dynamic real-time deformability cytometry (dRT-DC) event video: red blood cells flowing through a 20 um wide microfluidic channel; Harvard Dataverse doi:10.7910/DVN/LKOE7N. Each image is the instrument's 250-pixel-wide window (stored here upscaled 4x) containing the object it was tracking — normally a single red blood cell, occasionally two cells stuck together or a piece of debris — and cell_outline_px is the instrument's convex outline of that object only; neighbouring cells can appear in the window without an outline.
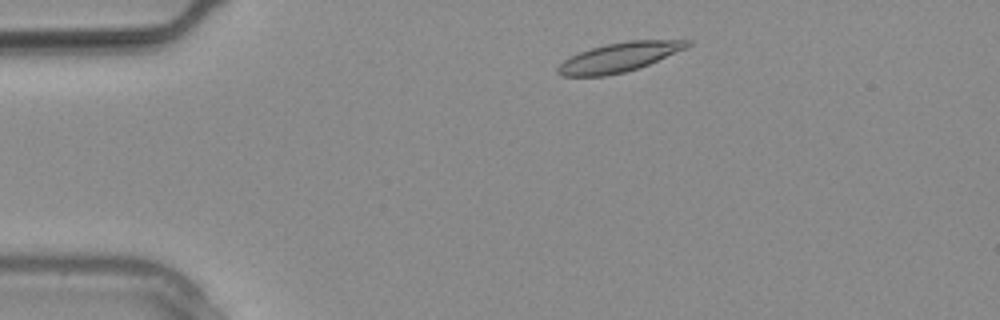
{"species": "common noctule bat (a hibernating species)", "species_latin": "Nyctalus noctula", "temperature_condition": "warm", "stored_images_in_passage": 4, "camera_frame_rate_fps": 3000, "um_per_image_px": 0.085, "animal": {"sex": "male", "body_mass_g": 20.4}, "frame": {"image": 1, "passage_image": 1, "time_ms": 0.0, "image_size_px": [1000, 320], "cell_outline_px": [[692, 44], [684, 48], [640, 68], [624, 72], [604, 76], [560, 76], [556, 72], [556, 68], [564, 60], [580, 52], [592, 48], [608, 44], [628, 40], [692, 40]], "centroid_in_image_um": [52.6, 4.87], "position_along_channel_um": 32.4, "area_um2": 21.79}}